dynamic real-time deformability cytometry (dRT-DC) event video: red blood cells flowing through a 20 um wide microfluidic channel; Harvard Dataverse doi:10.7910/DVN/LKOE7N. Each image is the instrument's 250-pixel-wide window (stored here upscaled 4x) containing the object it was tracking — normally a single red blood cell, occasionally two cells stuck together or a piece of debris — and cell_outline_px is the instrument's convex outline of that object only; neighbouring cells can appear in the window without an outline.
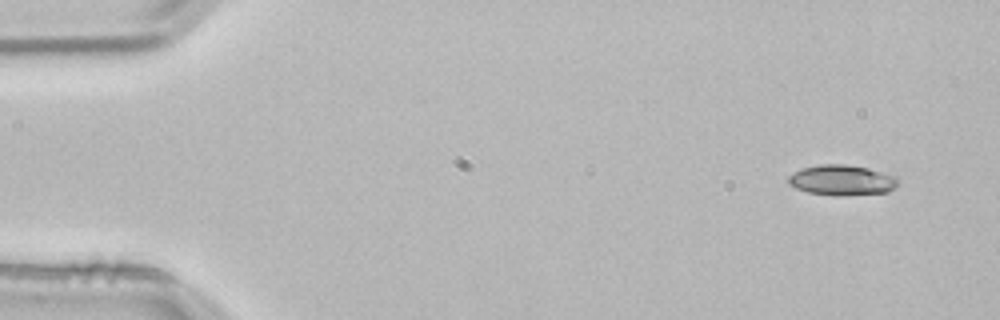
{"species": "common noctule bat (a hibernating species)", "species_latin": "Nyctalus noctula", "temperature_condition": "room temperature", "stored_images_in_passage": 4, "camera_frame_rate_fps": 3000, "um_per_image_px": 0.085, "animal": {"sex": "male", "body_mass_g": 21.5, "forearm_length_mm": 52.0}, "frame": {"image": 1, "passage_image": 1, "time_ms": 0.0, "image_size_px": [1000, 320], "cell_outline_px": [[896, 184], [888, 192], [844, 196], [836, 196], [808, 192], [796, 188], [788, 184], [788, 176], [800, 168], [820, 164], [844, 164], [868, 168], [896, 176]], "centroid_in_image_um": [71.51, 15.31], "position_along_channel_um": 13.5, "area_um2": 19.42}}